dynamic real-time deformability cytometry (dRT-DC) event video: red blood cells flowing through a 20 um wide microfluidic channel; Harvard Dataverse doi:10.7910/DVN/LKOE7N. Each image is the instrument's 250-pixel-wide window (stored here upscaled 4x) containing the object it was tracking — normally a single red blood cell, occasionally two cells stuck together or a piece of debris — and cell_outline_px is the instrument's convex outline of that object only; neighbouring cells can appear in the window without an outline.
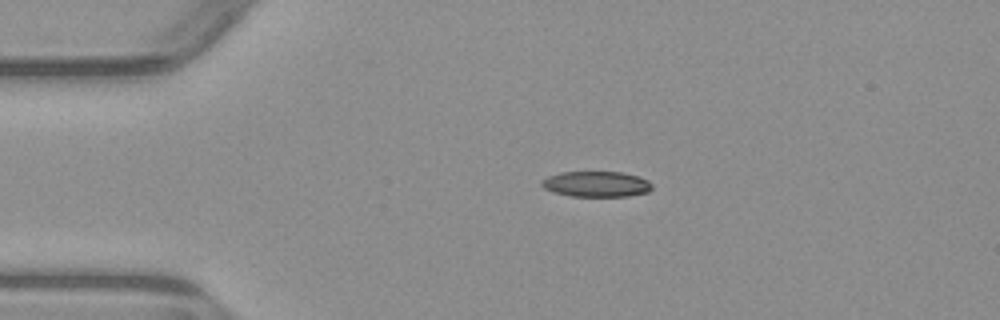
{"species": "common noctule bat (a hibernating species)", "species_latin": "Nyctalus noctula", "temperature_condition": "warm", "stored_images_in_passage": 2, "camera_frame_rate_fps": 3000, "um_per_image_px": 0.085, "animal": {"sex": "male", "body_mass_g": 23.1, "forearm_length_mm": 52.7}, "frame": {"image": 1, "passage_image": 1, "time_ms": 0.0, "image_size_px": [1000, 320], "cell_outline_px": [[652, 188], [648, 192], [628, 196], [572, 196], [552, 192], [544, 188], [540, 184], [540, 180], [548, 176], [560, 172], [620, 172], [640, 176], [648, 180], [652, 184]], "centroid_in_image_um": [50.68, 15.64], "position_along_channel_um": 34.3, "area_um2": 16.59}}